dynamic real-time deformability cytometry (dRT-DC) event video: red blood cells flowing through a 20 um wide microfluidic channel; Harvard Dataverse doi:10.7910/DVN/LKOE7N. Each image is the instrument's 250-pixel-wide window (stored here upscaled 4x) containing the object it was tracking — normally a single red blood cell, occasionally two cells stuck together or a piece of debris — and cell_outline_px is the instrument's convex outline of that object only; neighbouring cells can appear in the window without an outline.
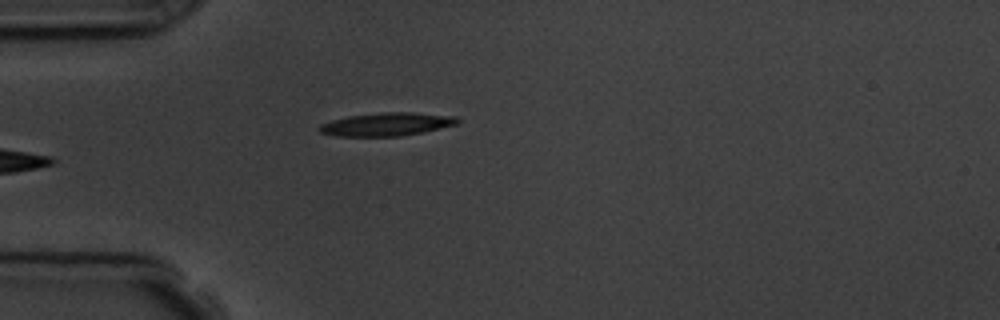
{"species": "common noctule bat (a hibernating species)", "species_latin": "Nyctalus noctula", "temperature_condition": "room temperature", "stored_images_in_passage": 5, "camera_frame_rate_fps": 3000, "um_per_image_px": 0.085, "animal": {"sex": "male", "body_mass_g": 19.5, "forearm_length_mm": 54.6}, "frame": {"image": 1, "passage_image": 5, "time_ms": 4.667, "image_size_px": [1000, 320], "cell_outline_px": [[460, 124], [424, 132], [400, 136], [336, 136], [320, 132], [316, 128], [320, 124], [332, 120], [348, 116], [384, 112], [412, 112], [456, 116], [460, 120]], "centroid_in_image_um": [32.9, 10.56], "position_along_channel_um": 52.1, "area_um2": 18.84}}